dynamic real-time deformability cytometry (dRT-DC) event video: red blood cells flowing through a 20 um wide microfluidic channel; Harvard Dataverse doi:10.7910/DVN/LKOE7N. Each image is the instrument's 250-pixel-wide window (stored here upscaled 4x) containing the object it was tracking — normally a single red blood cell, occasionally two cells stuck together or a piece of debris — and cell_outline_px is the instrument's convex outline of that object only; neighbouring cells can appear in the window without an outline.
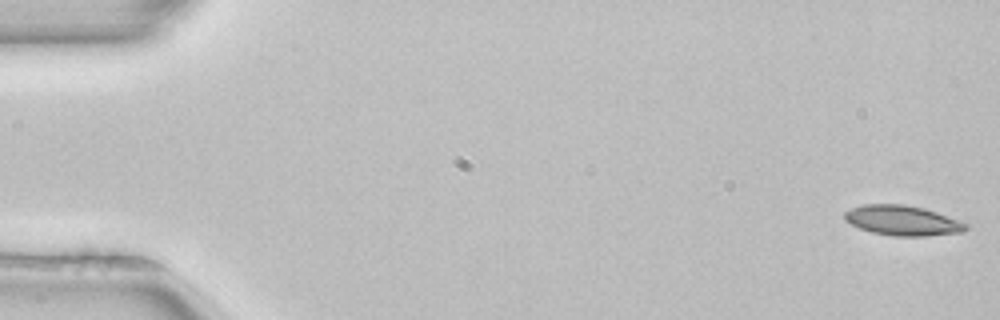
{"species": "common noctule bat (a hibernating species)", "species_latin": "Nyctalus noctula", "temperature_condition": "room temperature", "stored_images_in_passage": 52, "camera_frame_rate_fps": 3000, "um_per_image_px": 0.085, "animal": {"sex": "female", "body_mass_g": 22.7, "forearm_length_mm": 54.2}, "frame": {"image": 1, "passage_image": 1, "time_ms": 0.0, "image_size_px": [1000, 320], "cell_outline_px": [[968, 228], [960, 232], [928, 236], [892, 236], [872, 232], [860, 228], [844, 220], [844, 212], [852, 208], [864, 204], [904, 204], [924, 208], [936, 212], [968, 224]], "centroid_in_image_um": [76.69, 18.74], "position_along_channel_um": 8.3, "area_um2": 21.1}}
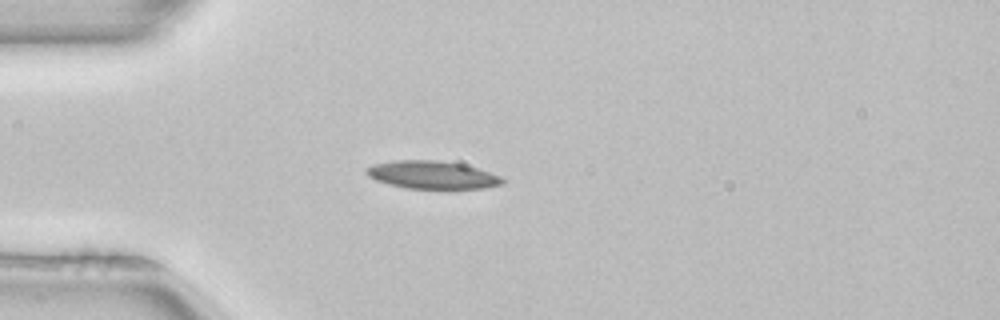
{"frame": {"image": 2, "passage_image": 14, "time_ms": 4.333, "image_size_px": [1000, 320], "cell_outline_px": [[504, 184], [484, 188], [408, 188], [388, 184], [376, 180], [368, 176], [364, 172], [364, 168], [372, 164], [396, 160], [440, 160], [464, 164], [500, 176], [504, 180]], "centroid_in_image_um": [36.69, 14.85], "position_along_channel_um": 48.3, "area_um2": 22.08}}
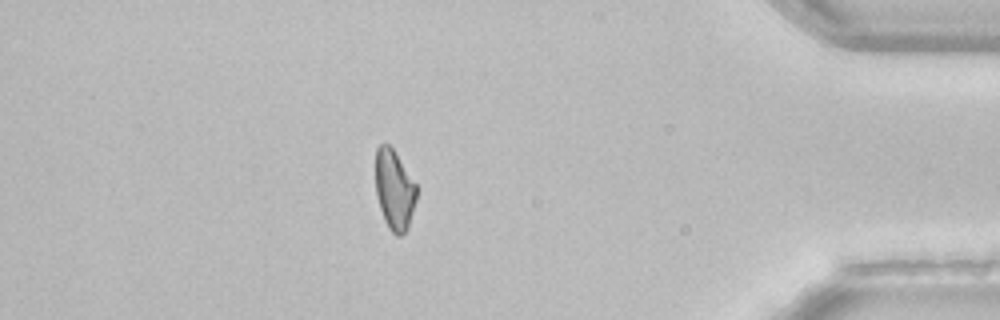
{"frame": {"image": 3, "passage_image": 45, "time_ms": 14.667, "image_size_px": [1000, 320], "cell_outline_px": [[416, 200], [408, 228], [400, 236], [396, 236], [388, 228], [384, 220], [376, 196], [376, 148], [380, 144], [388, 144], [392, 148], [416, 184]], "centroid_in_image_um": [33.51, 16.16], "position_along_channel_um": 401.7, "area_um2": 18.96}, "authors_computed_cell_mechanics": {"area_um2": 20.6346, "velocity_mm_per_s": 3.9778, "shape_relaxation_time_tau1_ms": 5.0548, "shape_relaxation_time_tau2_ms": null, "deformation_change_tau1": 0.1421, "deformation_change_tau2": null}}